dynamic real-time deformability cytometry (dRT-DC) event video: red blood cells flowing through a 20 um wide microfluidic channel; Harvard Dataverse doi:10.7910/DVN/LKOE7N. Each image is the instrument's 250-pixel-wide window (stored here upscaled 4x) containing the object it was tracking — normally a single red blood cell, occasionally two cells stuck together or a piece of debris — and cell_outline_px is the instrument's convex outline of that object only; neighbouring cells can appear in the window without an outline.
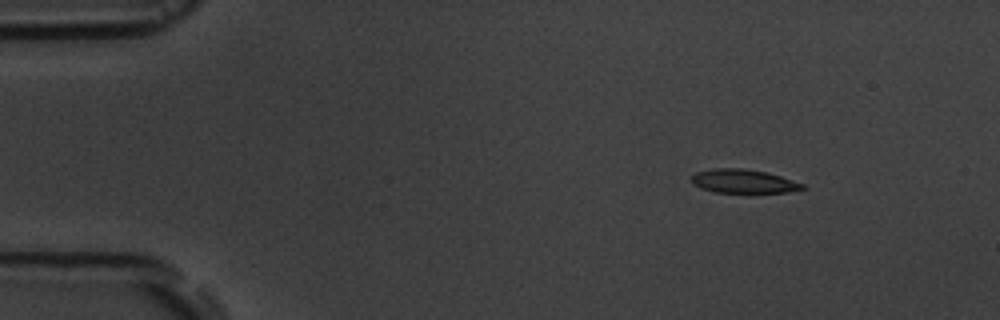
{"species": "common noctule bat (a hibernating species)", "species_latin": "Nyctalus noctula", "temperature_condition": "room temperature", "stored_images_in_passage": 10, "camera_frame_rate_fps": 3000, "um_per_image_px": 0.085, "animal": {"sex": "male", "body_mass_g": 19.5, "forearm_length_mm": 54.6}, "frame": {"image": 1, "passage_image": 1, "time_ms": 0.0, "image_size_px": [1000, 320], "cell_outline_px": [[808, 188], [788, 192], [716, 192], [700, 188], [692, 184], [692, 176], [696, 172], [712, 168], [744, 168], [768, 172], [804, 184]], "centroid_in_image_um": [63.2, 15.4], "position_along_channel_um": 21.8, "area_um2": 15.37}}
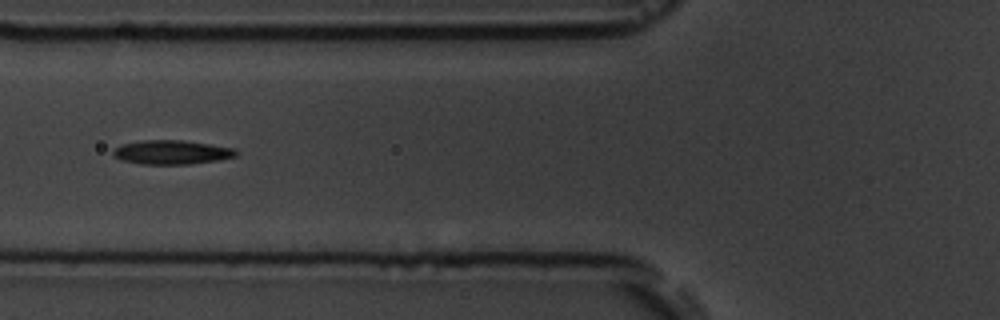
{"frame": {"image": 2, "passage_image": 5, "time_ms": 4.667, "image_size_px": [1000, 320], "cell_outline_px": [[236, 156], [216, 160], [188, 164], [140, 164], [120, 160], [112, 156], [112, 152], [120, 144], [144, 140], [180, 140], [208, 144], [232, 148], [236, 152]], "centroid_in_image_um": [14.5, 12.94], "position_along_channel_um": 111.3, "area_um2": 17.05}}
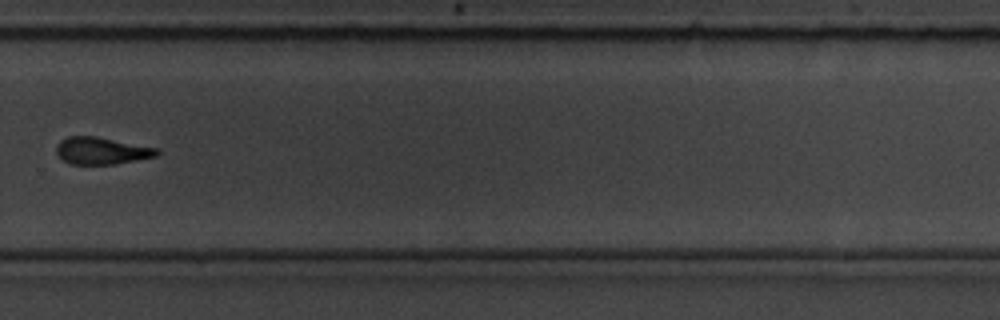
{"frame": {"image": 3, "passage_image": 10, "time_ms": 10.333, "image_size_px": [1000, 320], "cell_outline_px": [[160, 152], [156, 156], [116, 164], [72, 164], [64, 160], [56, 152], [56, 144], [60, 140], [68, 136], [96, 136], [160, 148]], "centroid_in_image_um": [8.66, 12.8], "position_along_channel_um": 321.1, "area_um2": 15.95}}